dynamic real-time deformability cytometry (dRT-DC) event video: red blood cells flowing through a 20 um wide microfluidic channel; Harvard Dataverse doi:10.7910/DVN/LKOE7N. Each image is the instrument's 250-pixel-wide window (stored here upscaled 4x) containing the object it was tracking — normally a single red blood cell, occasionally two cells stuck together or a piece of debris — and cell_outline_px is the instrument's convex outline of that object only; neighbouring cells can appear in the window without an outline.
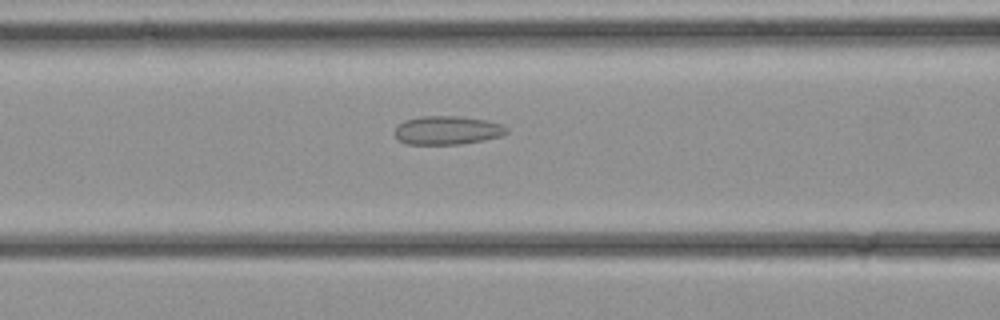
{"species": "common noctule bat (a hibernating species)", "species_latin": "Nyctalus noctula", "temperature_condition": "cold", "stored_images_in_passage": 32, "camera_frame_rate_fps": 3000, "um_per_image_px": 0.085, "animal": {"sex": "female", "body_mass_g": 21.9}, "frame": {"image": 1, "passage_image": 12, "time_ms": 3.667, "image_size_px": [1000, 320], "cell_outline_px": [[508, 132], [500, 136], [484, 140], [460, 144], [408, 144], [400, 140], [392, 132], [404, 120], [420, 116], [460, 116], [484, 120], [500, 124], [508, 128]], "centroid_in_image_um": [38.0, 11.07], "position_along_channel_um": 128.6, "area_um2": 18.55}}
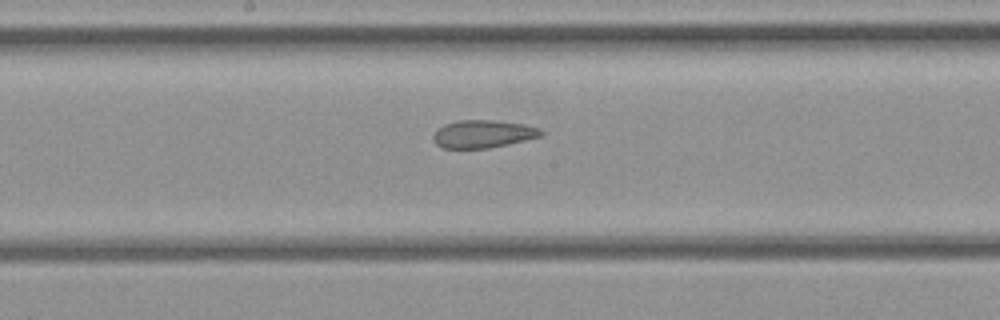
{"frame": {"image": 2, "passage_image": 16, "time_ms": 5.0, "image_size_px": [1000, 320], "cell_outline_px": [[544, 132], [540, 136], [508, 144], [488, 148], [444, 148], [436, 144], [432, 140], [432, 136], [436, 128], [444, 124], [460, 120], [492, 120], [524, 124], [540, 128]], "centroid_in_image_um": [41.01, 11.38], "position_along_channel_um": 207.2, "area_um2": 17.46}}
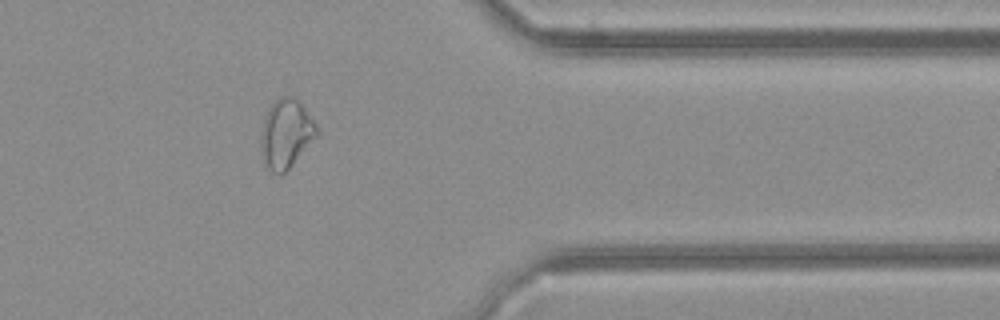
{"frame": {"image": 3, "passage_image": 26, "time_ms": 8.333, "image_size_px": [1000, 320], "cell_outline_px": [[320, 132], [292, 164], [280, 176], [272, 172], [268, 168], [264, 160], [260, 148], [260, 136], [264, 120], [268, 108], [280, 96], [292, 96], [304, 108], [316, 124]], "centroid_in_image_um": [24.29, 11.37], "position_along_channel_um": 387.1, "area_um2": 22.08}}